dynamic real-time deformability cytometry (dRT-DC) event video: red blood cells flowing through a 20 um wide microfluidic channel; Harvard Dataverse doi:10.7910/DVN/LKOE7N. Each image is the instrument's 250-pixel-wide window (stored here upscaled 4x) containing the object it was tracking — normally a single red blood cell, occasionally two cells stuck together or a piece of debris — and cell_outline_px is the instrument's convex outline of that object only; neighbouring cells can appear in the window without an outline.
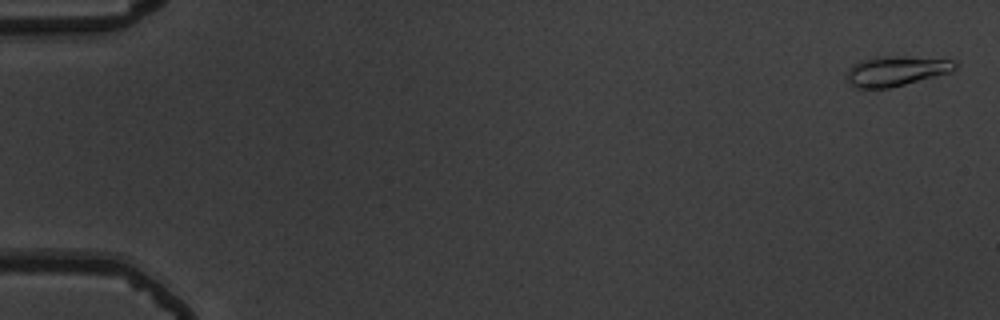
{"species": "common noctule bat (a hibernating species)", "species_latin": "Nyctalus noctula", "temperature_condition": "warm", "stored_images_in_passage": 55, "camera_frame_rate_fps": 3000, "um_per_image_px": 0.085, "animal": {"sex": "male", "body_mass_g": 19.5, "forearm_length_mm": 54.6}, "frame": {"image": 1, "passage_image": 2, "time_ms": 0.333, "image_size_px": [1000, 320], "cell_outline_px": [[956, 68], [952, 72], [888, 88], [856, 88], [848, 80], [848, 68], [852, 64], [860, 60], [876, 56], [904, 56], [952, 60], [956, 64]], "centroid_in_image_um": [76.15, 6.02], "position_along_channel_um": 8.8, "area_um2": 18.79}}
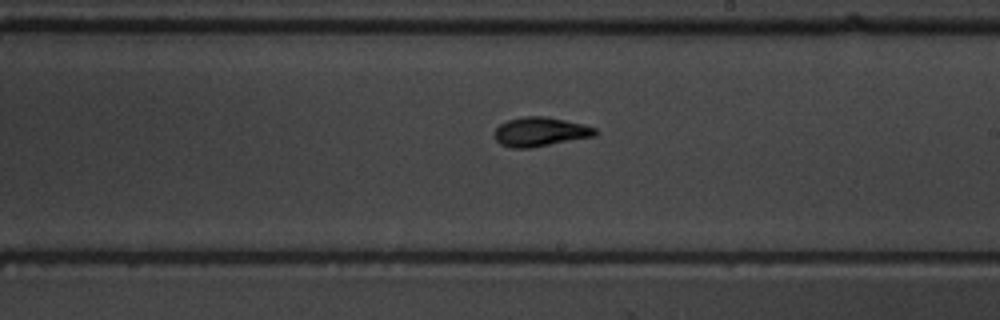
{"frame": {"image": 2, "passage_image": 33, "time_ms": 10.667, "image_size_px": [1000, 320], "cell_outline_px": [[600, 132], [596, 136], [528, 148], [512, 148], [500, 144], [496, 140], [496, 128], [500, 124], [508, 120], [524, 116], [544, 116], [564, 120], [596, 128]], "centroid_in_image_um": [45.94, 11.2], "position_along_channel_um": 243.1, "area_um2": 16.94}}
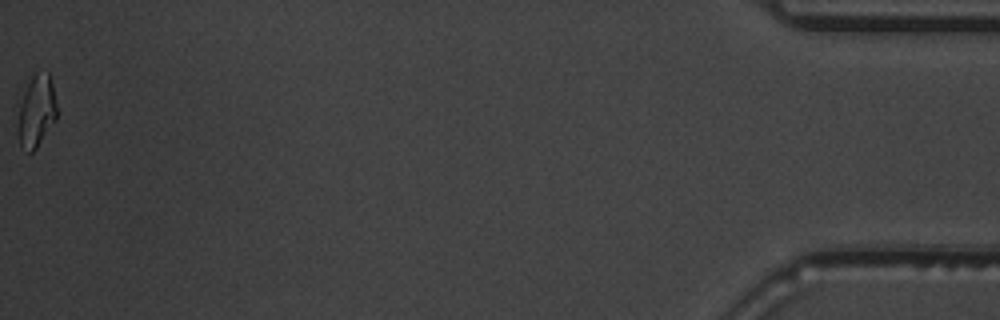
{"frame": {"image": 3, "passage_image": 55, "time_ms": 18.0, "image_size_px": [1000, 320], "cell_outline_px": [[60, 112], [56, 120], [36, 148], [32, 152], [28, 152], [20, 144], [20, 104], [24, 92], [32, 76], [36, 72], [48, 72], [52, 84]], "centroid_in_image_um": [3.18, 9.42], "position_along_channel_um": 432.0, "area_um2": 16.01}, "authors_computed_cell_mechanics": {"area_um2": 16.5308, "velocity_mm_per_s": 3.8272, "shape_relaxation_time_tau1_ms": 3.2591, "shape_relaxation_time_tau2_ms": 1.0521, "deformation_change_tau1": 0.2024, "deformation_change_tau2": 0.0824}}